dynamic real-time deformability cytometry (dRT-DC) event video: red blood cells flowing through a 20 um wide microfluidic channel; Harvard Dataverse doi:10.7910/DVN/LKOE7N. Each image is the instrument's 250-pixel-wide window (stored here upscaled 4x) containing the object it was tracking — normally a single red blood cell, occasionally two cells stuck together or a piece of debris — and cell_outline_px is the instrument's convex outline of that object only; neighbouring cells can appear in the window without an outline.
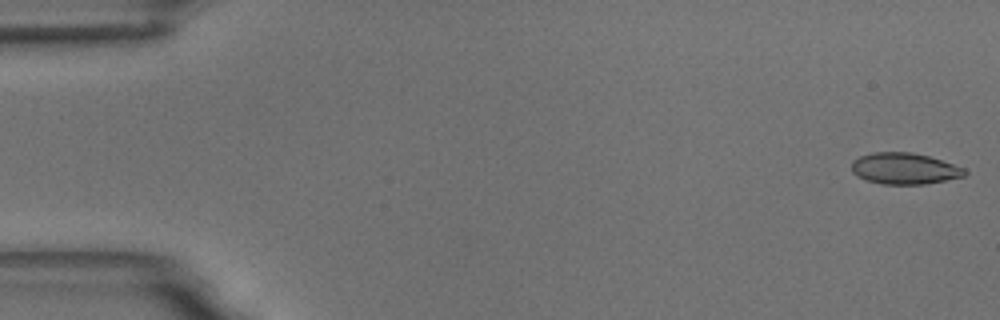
{"species": "common noctule bat (a hibernating species)", "species_latin": "Nyctalus noctula", "temperature_condition": "room temperature", "stored_images_in_passage": 8, "camera_frame_rate_fps": 3000, "um_per_image_px": 0.085, "animal": {"sex": "male", "body_mass_g": 18.8}, "frame": {"image": 1, "passage_image": 1, "time_ms": 0.0, "image_size_px": [1000, 320], "cell_outline_px": [[968, 172], [964, 176], [924, 184], [884, 184], [868, 180], [856, 176], [852, 172], [852, 160], [860, 156], [872, 152], [912, 152], [928, 156], [964, 168]], "centroid_in_image_um": [76.85, 14.32], "position_along_channel_um": 8.2, "area_um2": 20.46}}
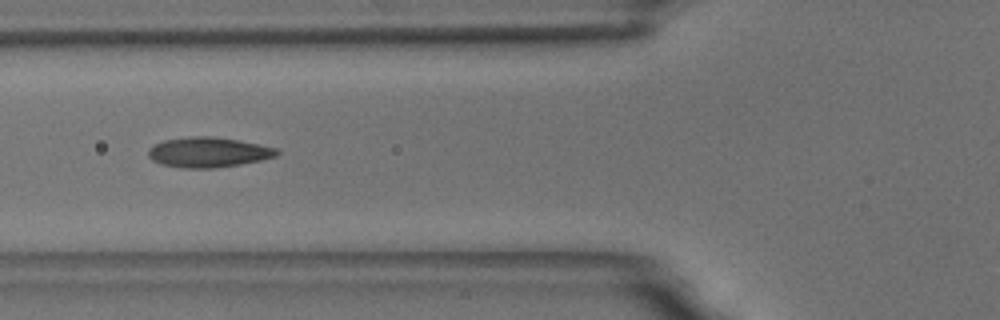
{"frame": {"image": 2, "passage_image": 6, "time_ms": 6.667, "image_size_px": [1000, 320], "cell_outline_px": [[280, 152], [276, 156], [260, 160], [240, 164], [216, 168], [184, 168], [160, 164], [152, 160], [148, 156], [148, 148], [164, 140], [192, 136], [212, 136], [236, 140], [276, 148]], "centroid_in_image_um": [17.67, 12.95], "position_along_channel_um": 108.1, "area_um2": 22.37}}
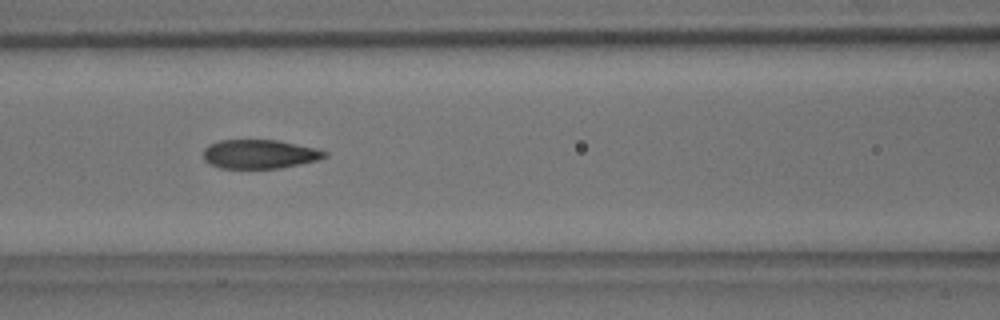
{"frame": {"image": 3, "passage_image": 7, "time_ms": 7.667, "image_size_px": [1000, 320], "cell_outline_px": [[328, 156], [316, 160], [300, 164], [280, 168], [220, 168], [208, 164], [204, 160], [204, 148], [208, 144], [220, 140], [276, 140], [316, 148], [328, 152]], "centroid_in_image_um": [22.04, 13.1], "position_along_channel_um": 144.6, "area_um2": 20.52}}